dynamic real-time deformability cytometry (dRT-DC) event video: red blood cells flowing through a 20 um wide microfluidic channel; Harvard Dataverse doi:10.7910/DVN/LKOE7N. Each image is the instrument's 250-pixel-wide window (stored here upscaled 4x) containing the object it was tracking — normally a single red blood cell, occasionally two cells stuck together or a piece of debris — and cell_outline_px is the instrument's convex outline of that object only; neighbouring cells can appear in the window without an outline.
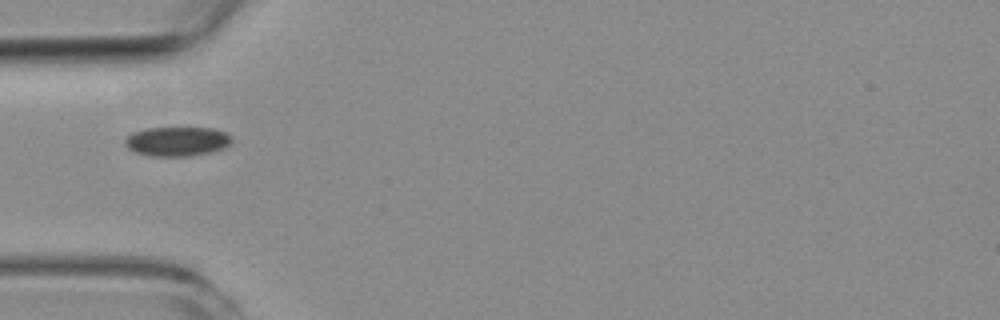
{"species": "common noctule bat (a hibernating species)", "species_latin": "Nyctalus noctula", "temperature_condition": "room temperature", "stored_images_in_passage": 8, "camera_frame_rate_fps": 3000, "um_per_image_px": 0.085, "animal": {"sex": "female", "body_mass_g": 19.3, "forearm_length_mm": 54.1}, "frame": {"image": 1, "passage_image": 2, "time_ms": 2.667, "image_size_px": [1000, 320], "cell_outline_px": [[232, 140], [224, 148], [212, 152], [192, 156], [148, 156], [136, 152], [128, 148], [124, 144], [124, 140], [132, 132], [148, 128], [212, 128], [224, 132], [232, 136]], "centroid_in_image_um": [15.05, 12.02], "position_along_channel_um": 70.0, "area_um2": 18.32}}
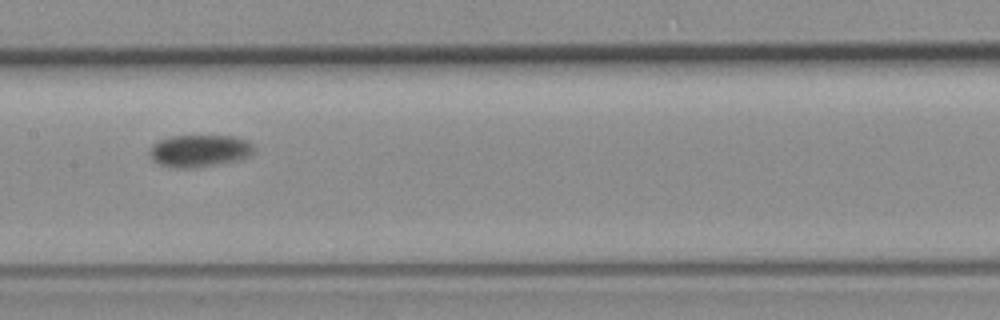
{"frame": {"image": 2, "passage_image": 5, "time_ms": 6.0, "image_size_px": [1000, 320], "cell_outline_px": [[256, 148], [248, 156], [240, 160], [192, 168], [176, 168], [160, 164], [152, 160], [148, 152], [160, 140], [172, 136], [232, 136], [248, 140]], "centroid_in_image_um": [16.98, 12.82], "position_along_channel_um": 190.4, "area_um2": 19.42}}
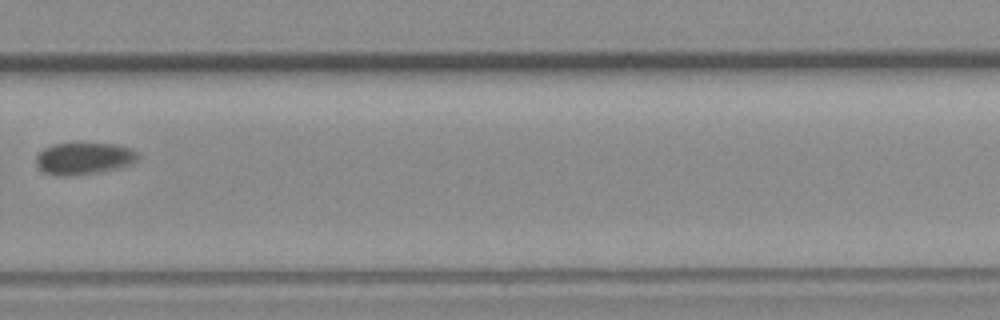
{"frame": {"image": 3, "passage_image": 8, "time_ms": 9.667, "image_size_px": [1000, 320], "cell_outline_px": [[140, 156], [132, 164], [120, 168], [76, 176], [56, 176], [44, 172], [36, 164], [36, 156], [44, 148], [52, 144], [116, 144], [132, 148]], "centroid_in_image_um": [7.15, 13.49], "position_along_channel_um": 322.7, "area_um2": 19.07}}